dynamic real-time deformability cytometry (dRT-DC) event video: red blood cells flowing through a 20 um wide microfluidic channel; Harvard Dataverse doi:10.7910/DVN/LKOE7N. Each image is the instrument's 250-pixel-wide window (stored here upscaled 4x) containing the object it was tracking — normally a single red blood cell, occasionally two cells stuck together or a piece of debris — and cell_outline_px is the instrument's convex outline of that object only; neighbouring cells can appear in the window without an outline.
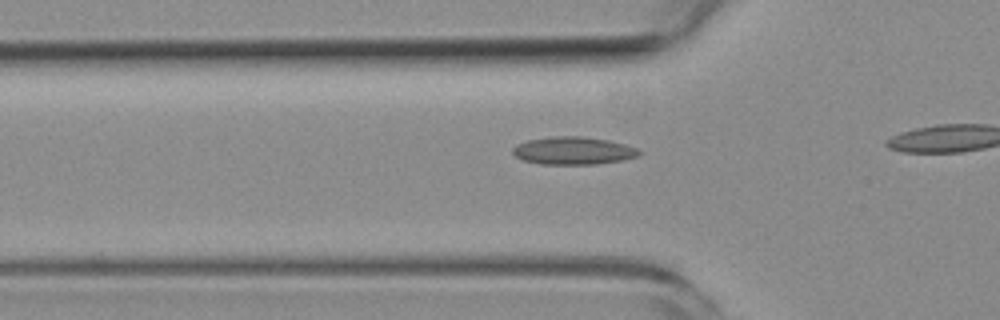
{"species": "common noctule bat (a hibernating species)", "species_latin": "Nyctalus noctula", "temperature_condition": "room temperature", "stored_images_in_passage": 13, "camera_frame_rate_fps": 3000, "um_per_image_px": 0.085, "animal": {"sex": "female", "body_mass_g": 19.3, "forearm_length_mm": 54.1}, "frame": {"image": 1, "passage_image": 8, "time_ms": 2.333, "image_size_px": [1000, 320], "cell_outline_px": [[640, 152], [636, 156], [624, 160], [596, 164], [540, 164], [520, 160], [512, 152], [512, 148], [516, 144], [528, 140], [552, 136], [584, 136], [608, 140], [624, 144], [636, 148]], "centroid_in_image_um": [48.68, 12.81], "position_along_channel_um": 77.1, "area_um2": 20.46}}
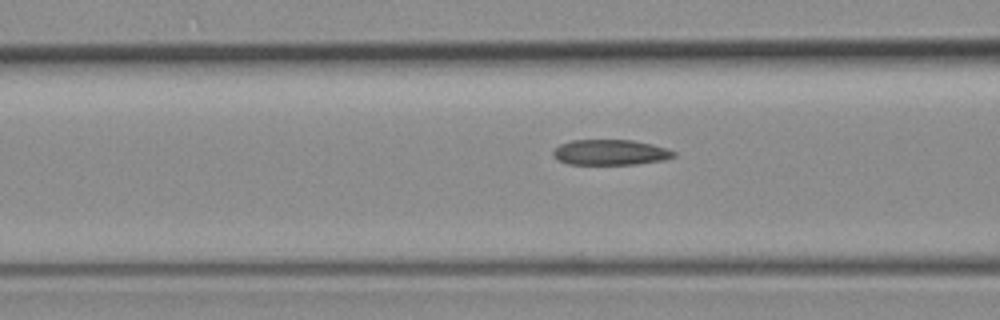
{"frame": {"image": 2, "passage_image": 11, "time_ms": 3.333, "image_size_px": [1000, 320], "cell_outline_px": [[676, 156], [664, 160], [636, 164], [568, 164], [556, 160], [552, 156], [552, 152], [560, 144], [572, 140], [632, 140], [652, 144], [668, 148], [676, 152]], "centroid_in_image_um": [51.88, 12.95], "position_along_channel_um": 114.7, "area_um2": 18.03}}